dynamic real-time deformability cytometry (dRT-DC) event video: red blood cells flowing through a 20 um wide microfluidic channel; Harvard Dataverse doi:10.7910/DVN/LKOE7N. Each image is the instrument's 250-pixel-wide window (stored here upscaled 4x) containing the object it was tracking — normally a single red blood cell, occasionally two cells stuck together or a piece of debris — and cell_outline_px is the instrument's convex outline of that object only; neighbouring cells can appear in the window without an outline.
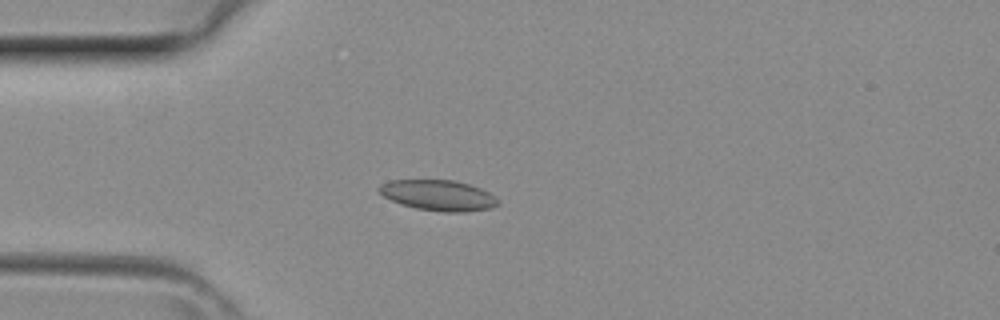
{"species": "common noctule bat (a hibernating species)", "species_latin": "Nyctalus noctula", "temperature_condition": "room temperature", "stored_images_in_passage": 2, "camera_frame_rate_fps": 3000, "um_per_image_px": 0.085, "animal": {"sex": "female", "body_mass_g": 29.2, "forearm_length_mm": 56.3}, "frame": {"image": 1, "passage_image": 2, "time_ms": 0.333, "image_size_px": [1000, 320], "cell_outline_px": [[500, 204], [492, 208], [464, 212], [444, 212], [416, 208], [400, 204], [384, 196], [376, 188], [380, 184], [388, 180], [452, 180], [468, 184], [480, 188], [496, 196], [500, 200]], "centroid_in_image_um": [37.27, 16.6], "position_along_channel_um": 47.7, "area_um2": 21.33}}